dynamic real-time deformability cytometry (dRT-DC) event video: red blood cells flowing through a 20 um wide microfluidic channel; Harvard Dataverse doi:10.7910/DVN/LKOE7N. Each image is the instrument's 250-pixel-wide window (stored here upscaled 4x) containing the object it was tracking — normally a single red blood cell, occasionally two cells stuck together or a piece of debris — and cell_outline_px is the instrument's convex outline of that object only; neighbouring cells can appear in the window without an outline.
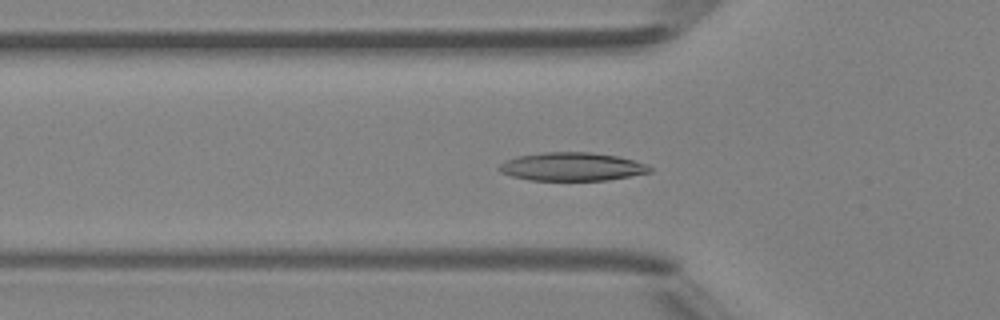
{"species": "Egyptian fruit bat (a non-hibernating species)", "species_latin": "Rousettus aegyptiacus", "temperature_condition": "room temperature", "stored_images_in_passage": 48, "camera_frame_rate_fps": 3000, "um_per_image_px": 0.085, "animal": {"sex": "female"}, "frame": {"image": 1, "passage_image": 16, "time_ms": 5.0, "image_size_px": [1000, 320], "cell_outline_px": [[652, 172], [608, 180], [528, 180], [512, 176], [500, 172], [496, 168], [504, 160], [516, 156], [544, 152], [592, 152], [616, 156], [648, 164], [652, 168]], "centroid_in_image_um": [48.59, 14.16], "position_along_channel_um": 77.2, "area_um2": 25.03}}
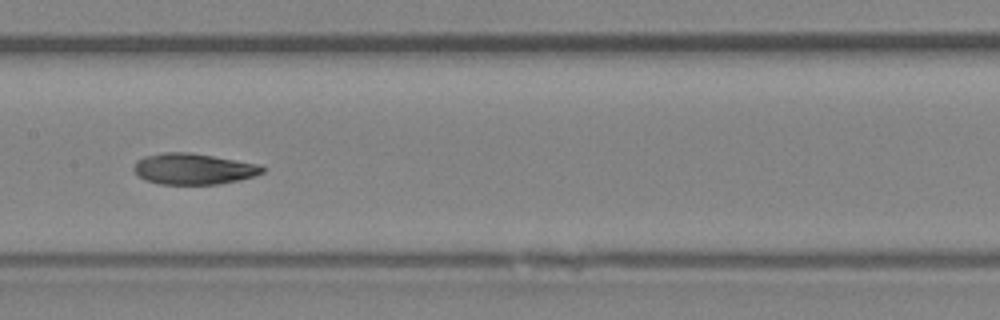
{"frame": {"image": 2, "passage_image": 24, "time_ms": 7.667, "image_size_px": [1000, 320], "cell_outline_px": [[264, 172], [240, 180], [216, 184], [160, 184], [144, 180], [132, 168], [136, 160], [144, 156], [164, 152], [192, 152], [260, 164], [264, 168]], "centroid_in_image_um": [16.43, 14.34], "position_along_channel_um": 191.0, "area_um2": 23.35}}
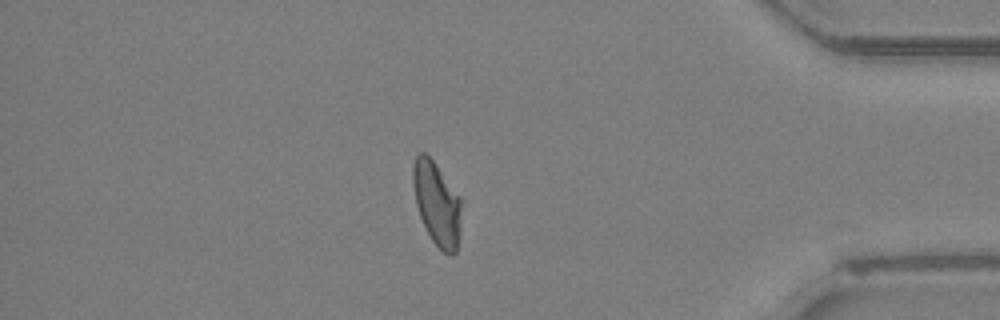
{"frame": {"image": 3, "passage_image": 41, "time_ms": 13.333, "image_size_px": [1000, 320], "cell_outline_px": [[460, 236], [456, 252], [452, 256], [444, 252], [432, 240], [420, 216], [416, 204], [412, 184], [412, 164], [416, 156], [420, 152], [424, 152], [436, 164], [460, 196]], "centroid_in_image_um": [37.13, 17.29], "position_along_channel_um": 398.1, "area_um2": 23.47}, "authors_computed_cell_mechanics": {"area_um2": 24.0159, "velocity_mm_per_s": 4.2791, "shape_relaxation_time_tau1_ms": 4.3057, "shape_relaxation_time_tau2_ms": 2.5935, "deformation_change_tau1": 0.1488, "deformation_change_tau2": 0.0717}}